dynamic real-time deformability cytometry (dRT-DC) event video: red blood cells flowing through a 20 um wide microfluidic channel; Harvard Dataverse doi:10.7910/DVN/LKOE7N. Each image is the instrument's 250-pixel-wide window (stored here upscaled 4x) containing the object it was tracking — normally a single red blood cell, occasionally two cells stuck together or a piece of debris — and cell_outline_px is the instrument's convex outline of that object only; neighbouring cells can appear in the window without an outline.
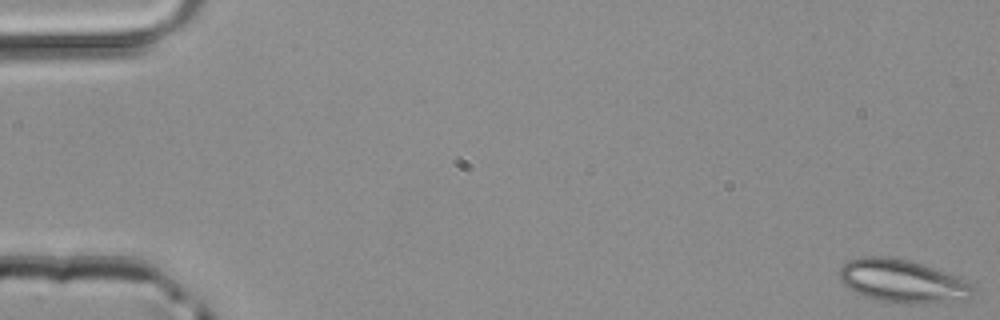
{"species": "common noctule bat (a hibernating species)", "species_latin": "Nyctalus noctula", "temperature_condition": "room temperature", "stored_images_in_passage": 50, "camera_frame_rate_fps": 3000, "um_per_image_px": 0.085, "animal": {"sex": "male", "body_mass_g": 20.4}, "frame": {"image": 1, "passage_image": 1, "time_ms": 0.0, "image_size_px": [1000, 320], "cell_outline_px": [[976, 288], [972, 296], [968, 300], [924, 304], [904, 304], [880, 300], [864, 296], [848, 288], [840, 280], [840, 268], [848, 260], [860, 256], [884, 256], [908, 260], [956, 276], [972, 284]], "centroid_in_image_um": [76.74, 23.92], "position_along_channel_um": 8.3, "area_um2": 33.64}}
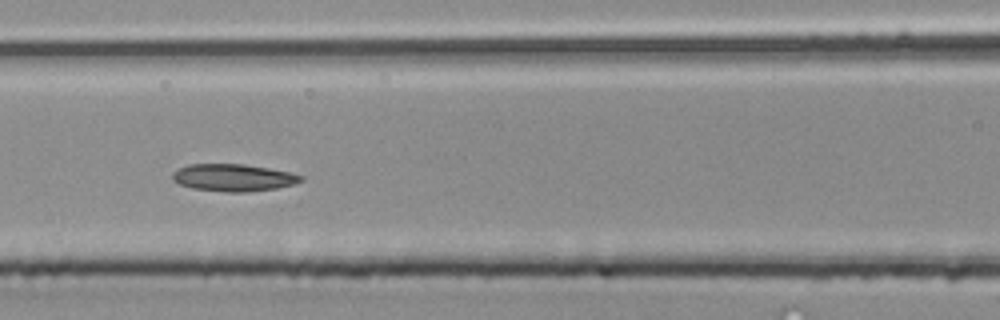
{"frame": {"image": 2, "passage_image": 22, "time_ms": 7.0, "image_size_px": [1000, 320], "cell_outline_px": [[304, 180], [292, 184], [276, 188], [244, 192], [228, 192], [192, 188], [180, 184], [172, 180], [172, 172], [188, 164], [244, 164], [268, 168], [288, 172], [304, 176]], "centroid_in_image_um": [19.81, 15.09], "position_along_channel_um": 146.8, "area_um2": 20.23}}
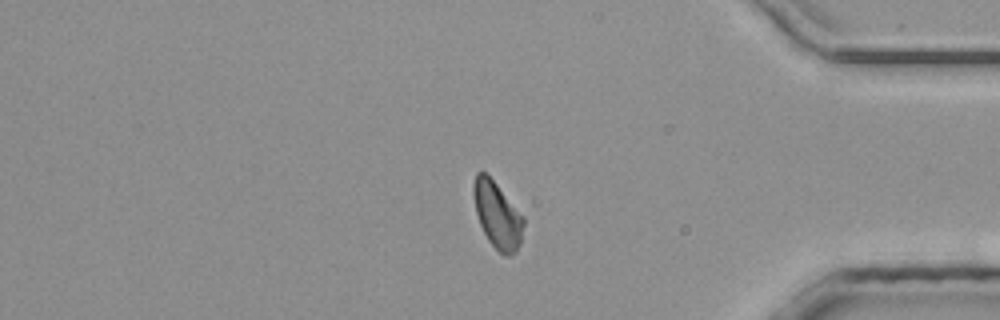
{"frame": {"image": 3, "passage_image": 41, "time_ms": 13.333, "image_size_px": [1000, 320], "cell_outline_px": [[524, 224], [520, 244], [516, 252], [508, 256], [504, 256], [488, 240], [480, 224], [476, 212], [472, 196], [472, 184], [476, 172], [484, 172], [496, 184], [524, 216]], "centroid_in_image_um": [42.26, 18.28], "position_along_channel_um": 392.9, "area_um2": 19.31}}